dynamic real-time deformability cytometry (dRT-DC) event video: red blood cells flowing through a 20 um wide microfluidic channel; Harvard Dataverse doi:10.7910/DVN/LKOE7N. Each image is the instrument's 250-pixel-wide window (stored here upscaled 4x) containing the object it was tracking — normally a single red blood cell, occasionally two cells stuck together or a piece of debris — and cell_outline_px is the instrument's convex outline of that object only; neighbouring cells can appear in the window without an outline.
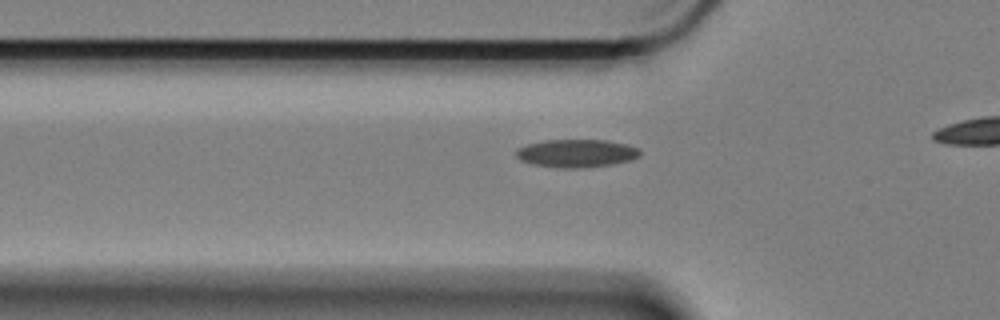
{"species": "Egyptian fruit bat (a non-hibernating species)", "species_latin": "Rousettus aegyptiacus", "temperature_condition": "cold", "stored_images_in_passage": 30, "camera_frame_rate_fps": 3000, "um_per_image_px": 0.085, "animal": {"sex": "female"}, "frame": {"image": 1, "passage_image": 5, "time_ms": 1.333, "image_size_px": [1000, 320], "cell_outline_px": [[640, 156], [628, 160], [608, 164], [572, 168], [564, 168], [536, 164], [520, 160], [516, 156], [516, 148], [528, 144], [544, 140], [608, 140], [628, 144], [640, 148]], "centroid_in_image_um": [49.0, 13.0], "position_along_channel_um": 76.8, "area_um2": 19.88}}
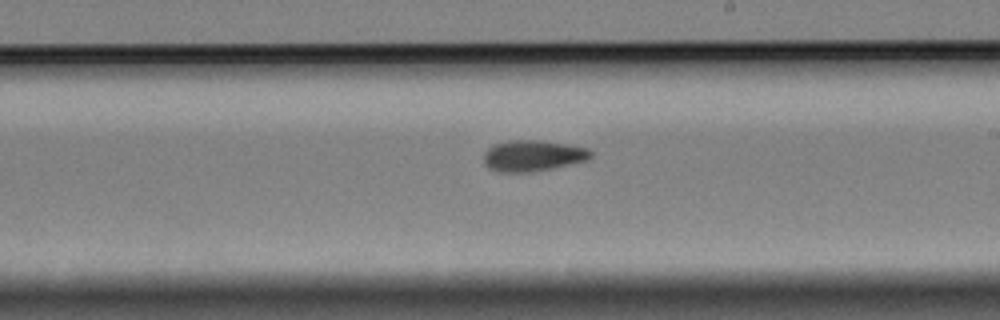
{"frame": {"image": 2, "passage_image": 20, "time_ms": 6.333, "image_size_px": [1000, 320], "cell_outline_px": [[592, 156], [588, 160], [552, 168], [528, 172], [496, 172], [488, 168], [484, 164], [484, 152], [492, 144], [508, 140], [540, 140], [568, 144], [588, 148], [592, 152]], "centroid_in_image_um": [45.26, 13.23], "position_along_channel_um": 243.7, "area_um2": 19.59}}
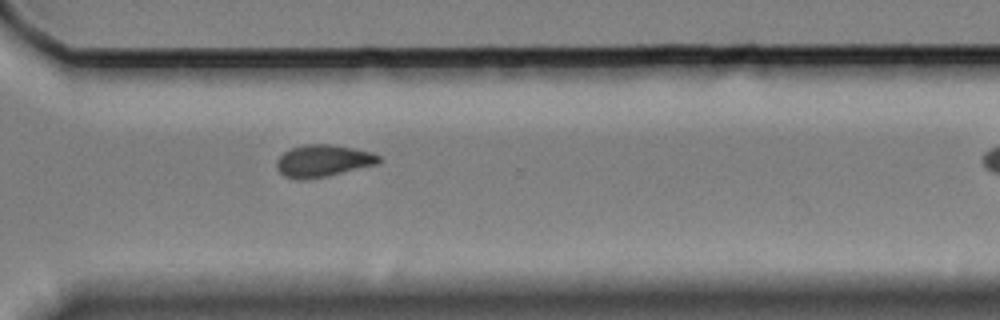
{"frame": {"image": 3, "passage_image": 29, "time_ms": 9.333, "image_size_px": [1000, 320], "cell_outline_px": [[380, 164], [328, 176], [304, 180], [284, 176], [276, 168], [276, 160], [284, 152], [292, 148], [304, 144], [332, 144], [372, 152], [380, 156]], "centroid_in_image_um": [27.48, 13.67], "position_along_channel_um": 343.1, "area_um2": 19.25}}